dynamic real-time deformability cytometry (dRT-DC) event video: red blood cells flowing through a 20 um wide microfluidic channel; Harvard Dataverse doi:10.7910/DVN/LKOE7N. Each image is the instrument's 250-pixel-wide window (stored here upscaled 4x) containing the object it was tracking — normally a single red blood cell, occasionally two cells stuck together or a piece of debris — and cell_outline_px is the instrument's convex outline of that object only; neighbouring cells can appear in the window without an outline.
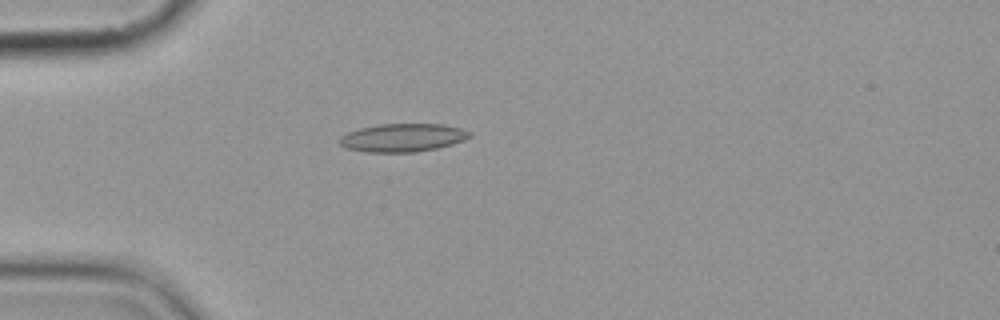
{"species": "common noctule bat (a hibernating species)", "species_latin": "Nyctalus noctula", "temperature_condition": "cold", "stored_images_in_passage": 5, "camera_frame_rate_fps": 3000, "um_per_image_px": 0.085, "animal": {"sex": "female", "body_mass_g": 19.9}, "frame": {"image": 1, "passage_image": 5, "time_ms": 4.667, "image_size_px": [1000, 320], "cell_outline_px": [[472, 136], [464, 140], [452, 144], [436, 148], [416, 152], [368, 152], [344, 148], [340, 144], [340, 136], [348, 132], [360, 128], [380, 124], [444, 124], [460, 128], [472, 132]], "centroid_in_image_um": [34.24, 11.7], "position_along_channel_um": 50.8, "area_um2": 21.39}}